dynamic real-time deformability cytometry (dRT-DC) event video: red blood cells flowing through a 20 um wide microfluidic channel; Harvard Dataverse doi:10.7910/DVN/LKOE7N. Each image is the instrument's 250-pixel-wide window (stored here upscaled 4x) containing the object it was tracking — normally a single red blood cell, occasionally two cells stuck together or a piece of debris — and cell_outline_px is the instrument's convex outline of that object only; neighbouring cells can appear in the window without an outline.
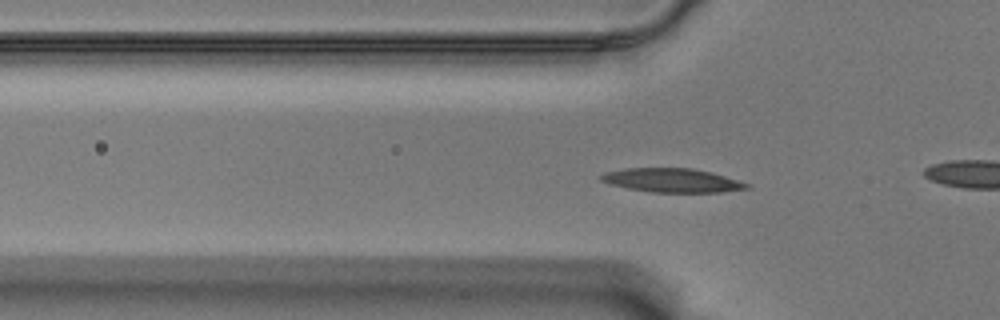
{"species": "Egyptian fruit bat (a non-hibernating species)", "species_latin": "Rousettus aegyptiacus", "temperature_condition": "warm", "stored_images_in_passage": 59, "camera_frame_rate_fps": 3000, "um_per_image_px": 0.085, "animal": {"sex": "male"}, "frame": {"image": 1, "passage_image": 19, "time_ms": 6.0, "image_size_px": [1000, 320], "cell_outline_px": [[752, 188], [720, 192], [652, 192], [628, 188], [612, 184], [600, 180], [600, 176], [604, 172], [624, 168], [692, 168], [712, 172], [748, 184]], "centroid_in_image_um": [57.12, 15.32], "position_along_channel_um": 68.7, "area_um2": 20.11}}
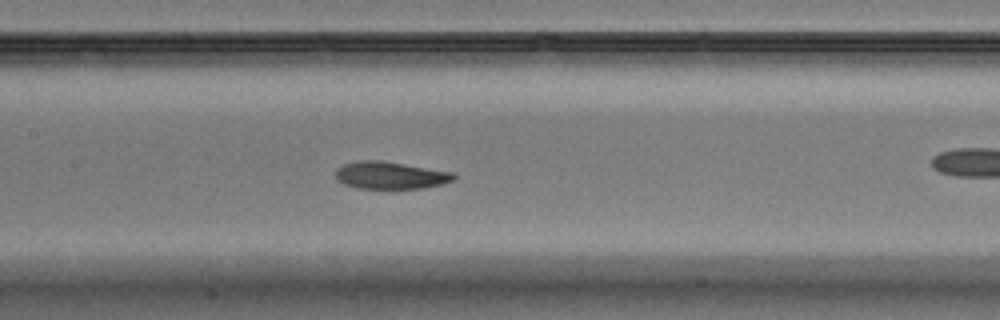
{"frame": {"image": 2, "passage_image": 28, "time_ms": 9.0, "image_size_px": [1000, 320], "cell_outline_px": [[456, 180], [424, 188], [360, 188], [344, 184], [336, 180], [336, 168], [344, 164], [360, 160], [380, 160], [452, 172], [456, 176]], "centroid_in_image_um": [33.17, 14.9], "position_along_channel_um": 174.2, "area_um2": 18.67}}
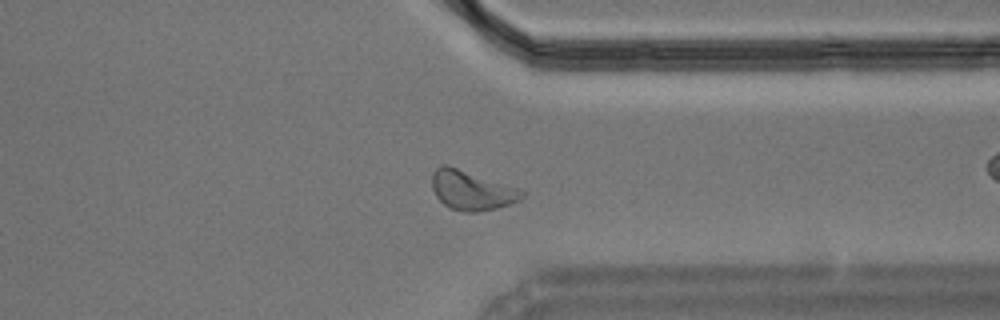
{"frame": {"image": 3, "passage_image": 45, "time_ms": 14.667, "image_size_px": [1000, 320], "cell_outline_px": [[524, 196], [520, 200], [496, 208], [476, 212], [464, 212], [448, 208], [436, 196], [432, 188], [432, 172], [440, 164], [448, 164], [516, 188], [524, 192]], "centroid_in_image_um": [40.03, 16.17], "position_along_channel_um": 371.4, "area_um2": 20.52}, "authors_computed_cell_mechanics": {"area_um2": 19.4208, "velocity_mm_per_s": 3.5018, "shape_relaxation_time_tau1_ms": 2.9588, "shape_relaxation_time_tau2_ms": 2.3278, "deformation_change_tau1": 0.1269, "deformation_change_tau2": 0.0837}}